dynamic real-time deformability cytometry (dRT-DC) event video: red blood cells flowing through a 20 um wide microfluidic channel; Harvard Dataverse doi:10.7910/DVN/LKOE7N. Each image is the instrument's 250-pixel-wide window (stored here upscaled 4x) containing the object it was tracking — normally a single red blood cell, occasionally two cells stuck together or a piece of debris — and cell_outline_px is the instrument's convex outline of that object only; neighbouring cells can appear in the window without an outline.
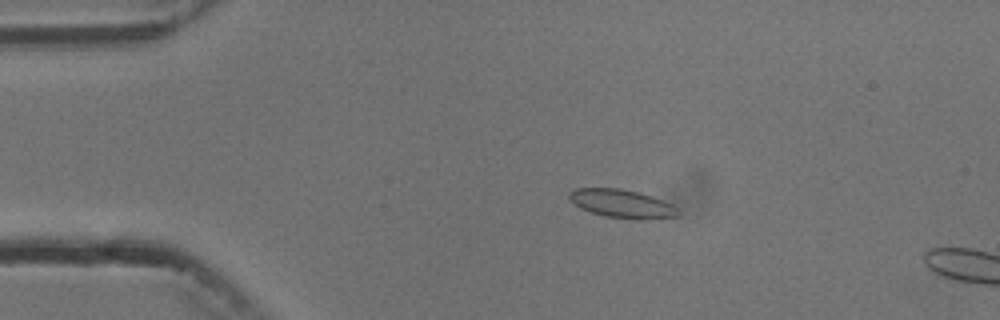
{"species": "common noctule bat (a hibernating species)", "species_latin": "Nyctalus noctula", "temperature_condition": "cold", "stored_images_in_passage": 4, "camera_frame_rate_fps": 3000, "um_per_image_px": 0.085, "animal": {"sex": "male", "body_mass_g": 13.3}, "frame": {"image": 1, "passage_image": 3, "time_ms": 3.333, "image_size_px": [1000, 320], "cell_outline_px": [[680, 216], [636, 220], [604, 216], [580, 208], [568, 196], [568, 192], [576, 188], [620, 188], [640, 192], [652, 196], [672, 204], [680, 212]], "centroid_in_image_um": [52.89, 17.31], "position_along_channel_um": 32.1, "area_um2": 18.03}}